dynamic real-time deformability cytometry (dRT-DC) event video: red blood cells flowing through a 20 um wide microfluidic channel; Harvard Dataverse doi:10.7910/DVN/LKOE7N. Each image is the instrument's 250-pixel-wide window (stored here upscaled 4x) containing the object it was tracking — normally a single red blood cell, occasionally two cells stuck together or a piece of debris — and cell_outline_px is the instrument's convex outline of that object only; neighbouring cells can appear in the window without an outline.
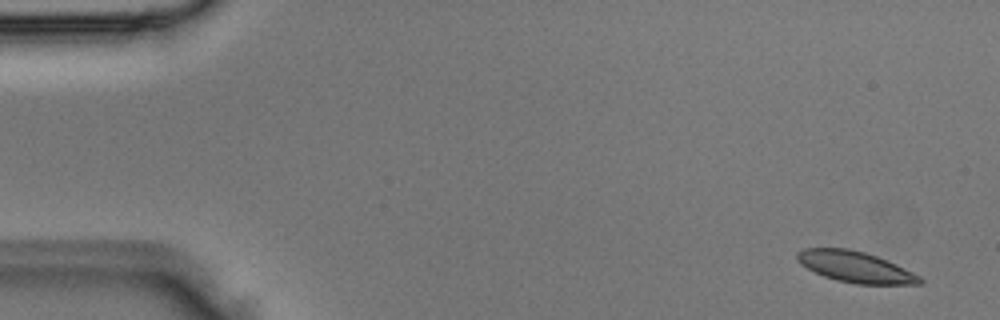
{"species": "Egyptian fruit bat (a non-hibernating species)", "species_latin": "Rousettus aegyptiacus", "temperature_condition": "room temperature", "stored_images_in_passage": 4, "camera_frame_rate_fps": 3000, "um_per_image_px": 0.085, "animal": {"sex": "male"}, "frame": {"image": 1, "passage_image": 1, "time_ms": 0.0, "image_size_px": [1000, 320], "cell_outline_px": [[924, 280], [920, 284], [856, 284], [836, 280], [824, 276], [800, 264], [796, 260], [796, 252], [804, 248], [848, 248], [864, 252], [888, 260], [920, 276]], "centroid_in_image_um": [72.69, 22.68], "position_along_channel_um": 12.3, "area_um2": 22.14}}